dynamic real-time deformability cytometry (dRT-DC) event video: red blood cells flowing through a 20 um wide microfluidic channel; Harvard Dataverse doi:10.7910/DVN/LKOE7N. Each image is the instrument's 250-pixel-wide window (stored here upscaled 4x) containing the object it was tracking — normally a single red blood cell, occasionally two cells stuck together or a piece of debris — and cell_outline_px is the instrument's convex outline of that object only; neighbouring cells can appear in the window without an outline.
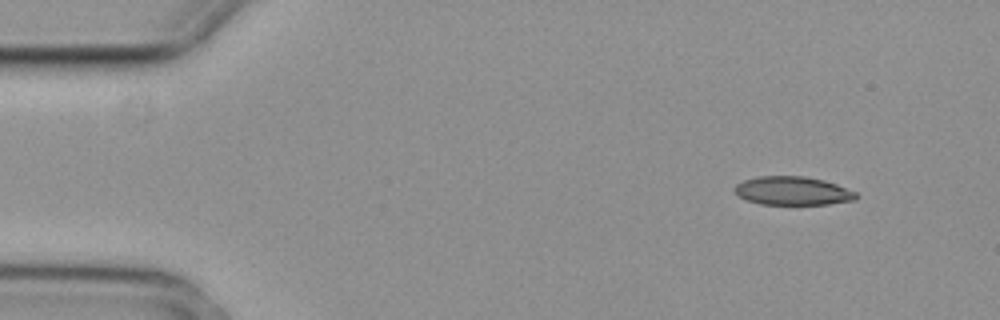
{"species": "common noctule bat (a hibernating species)", "species_latin": "Nyctalus noctula", "temperature_condition": "cold", "stored_images_in_passage": 4, "camera_frame_rate_fps": 3000, "um_per_image_px": 0.085, "animal": {"sex": "female", "body_mass_g": 29.2, "forearm_length_mm": 56.3}, "frame": {"image": 1, "passage_image": 1, "time_ms": 0.0, "image_size_px": [1000, 320], "cell_outline_px": [[860, 196], [856, 200], [828, 204], [760, 204], [748, 200], [740, 196], [732, 188], [736, 184], [744, 180], [760, 176], [804, 176], [824, 180], [836, 184], [856, 192]], "centroid_in_image_um": [67.41, 16.22], "position_along_channel_um": 17.6, "area_um2": 20.17}}
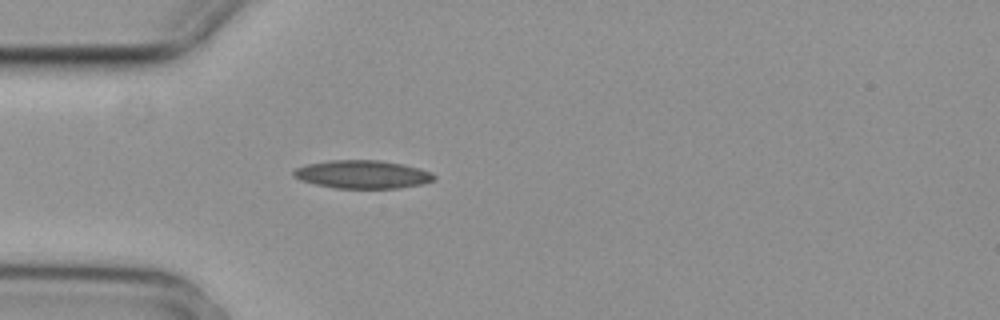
{"frame": {"image": 2, "passage_image": 4, "time_ms": 1.0, "image_size_px": [1000, 320], "cell_outline_px": [[436, 176], [432, 180], [420, 184], [400, 188], [336, 188], [316, 184], [300, 180], [292, 176], [292, 172], [296, 168], [308, 164], [328, 160], [380, 160], [420, 168], [432, 172]], "centroid_in_image_um": [30.79, 14.82], "position_along_channel_um": 54.2, "area_um2": 22.95}}